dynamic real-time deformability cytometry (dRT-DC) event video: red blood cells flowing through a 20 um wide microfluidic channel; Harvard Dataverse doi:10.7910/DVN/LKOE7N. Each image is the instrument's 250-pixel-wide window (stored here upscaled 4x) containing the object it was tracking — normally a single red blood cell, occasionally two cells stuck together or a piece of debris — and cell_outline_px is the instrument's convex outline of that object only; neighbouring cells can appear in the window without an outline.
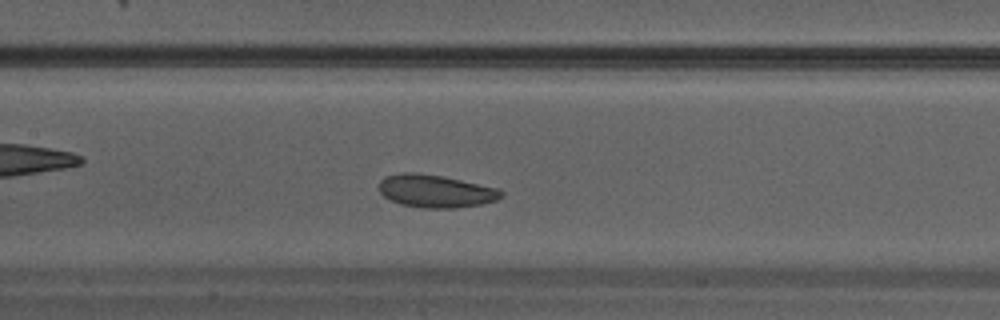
{"species": "Egyptian fruit bat (a non-hibernating species)", "species_latin": "Rousettus aegyptiacus", "temperature_condition": "warm", "stored_images_in_passage": 21, "camera_frame_rate_fps": 3000, "um_per_image_px": 0.085, "animal": {"sex": "male"}, "frame": {"image": 1, "passage_image": 7, "time_ms": 2.0, "image_size_px": [1000, 320], "cell_outline_px": [[504, 196], [496, 200], [480, 204], [456, 208], [420, 208], [400, 204], [384, 196], [380, 192], [380, 180], [384, 176], [400, 172], [416, 172], [440, 176], [460, 180], [496, 188], [504, 192]], "centroid_in_image_um": [37.0, 16.24], "position_along_channel_um": 170.4, "area_um2": 23.24}}
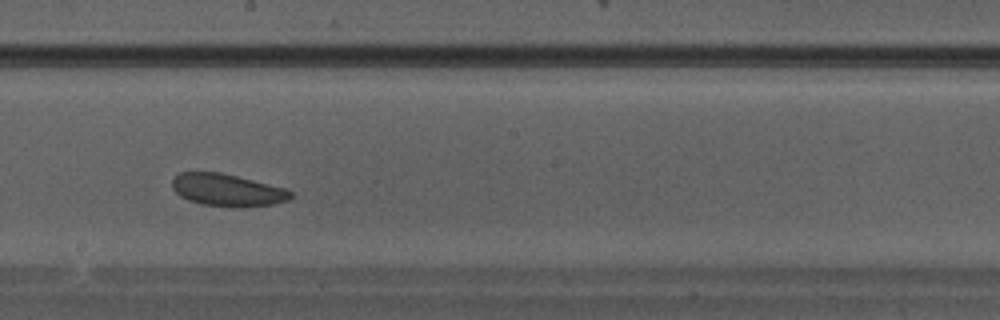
{"frame": {"image": 2, "passage_image": 10, "time_ms": 3.0, "image_size_px": [1000, 320], "cell_outline_px": [[292, 196], [288, 200], [272, 204], [240, 208], [200, 204], [188, 200], [180, 196], [172, 188], [172, 180], [180, 172], [220, 172], [284, 188], [292, 192]], "centroid_in_image_um": [19.29, 16.17], "position_along_channel_um": 228.9, "area_um2": 22.2}}
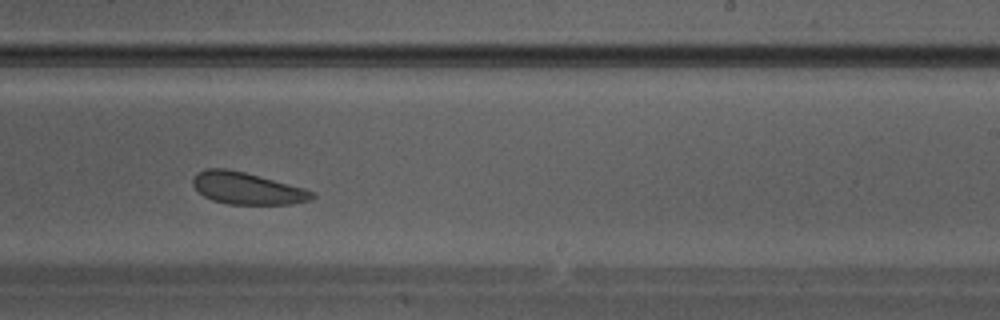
{"frame": {"image": 3, "passage_image": 12, "time_ms": 3.667, "image_size_px": [1000, 320], "cell_outline_px": [[316, 196], [308, 200], [292, 204], [228, 204], [212, 200], [204, 196], [192, 184], [192, 180], [196, 172], [208, 168], [224, 168], [244, 172], [304, 188], [312, 192]], "centroid_in_image_um": [20.96, 16.01], "position_along_channel_um": 268.0, "area_um2": 21.96}}